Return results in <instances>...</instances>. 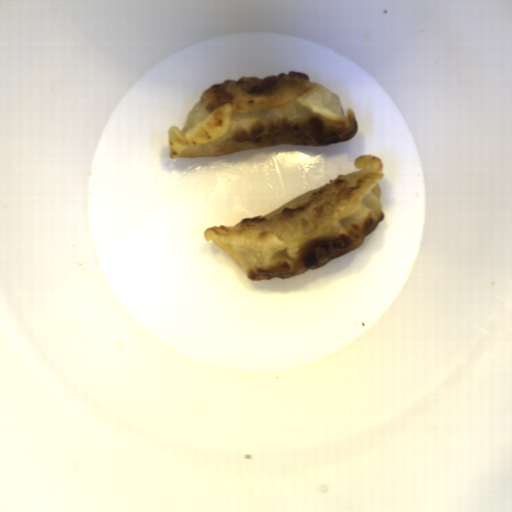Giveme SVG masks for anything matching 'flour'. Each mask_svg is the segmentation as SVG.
Returning <instances> with one entry per match:
<instances>
[{"mask_svg": "<svg viewBox=\"0 0 512 512\" xmlns=\"http://www.w3.org/2000/svg\"><path fill=\"white\" fill-rule=\"evenodd\" d=\"M358 170L339 175L279 208L204 233L249 280L290 279L321 268L362 246L384 221L380 182L384 165L374 155L353 160Z\"/></svg>", "mask_w": 512, "mask_h": 512, "instance_id": "obj_1", "label": "flour"}, {"mask_svg": "<svg viewBox=\"0 0 512 512\" xmlns=\"http://www.w3.org/2000/svg\"><path fill=\"white\" fill-rule=\"evenodd\" d=\"M358 118L331 89L295 71L213 84L168 129L170 160L229 155L279 145L328 146L356 137Z\"/></svg>", "mask_w": 512, "mask_h": 512, "instance_id": "obj_2", "label": "flour"}]
</instances>
